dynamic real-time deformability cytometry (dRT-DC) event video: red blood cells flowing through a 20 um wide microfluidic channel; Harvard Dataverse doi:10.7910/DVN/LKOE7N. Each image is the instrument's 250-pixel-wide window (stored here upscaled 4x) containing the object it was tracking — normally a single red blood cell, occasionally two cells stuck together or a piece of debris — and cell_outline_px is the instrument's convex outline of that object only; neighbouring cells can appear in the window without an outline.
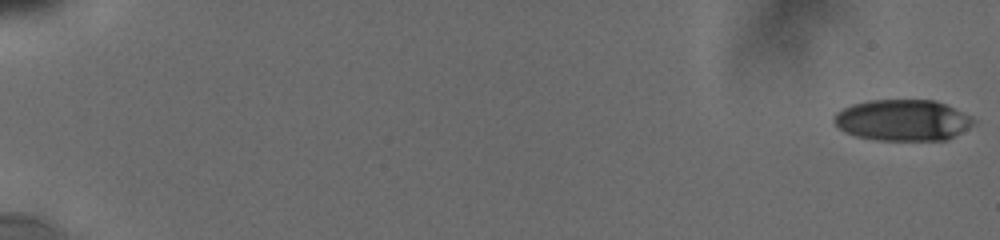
{"species": "human", "species_latin": "Homo sapiens", "temperature_condition": "cold", "stored_images_in_passage": 35, "camera_frame_rate_fps": 3000, "um_per_image_px": 0.085, "donor": {"sex": "male"}, "frame": {"image": 1, "passage_image": 1, "time_ms": 0.0, "image_size_px": [1000, 240], "cell_outline_px": [[976, 120], [968, 128], [944, 140], [876, 140], [856, 136], [840, 128], [832, 120], [832, 116], [840, 108], [852, 104], [868, 100], [936, 100]], "centroid_in_image_um": [76.65, 10.21], "position_along_channel_um": 8.3, "area_um2": 33.18}}
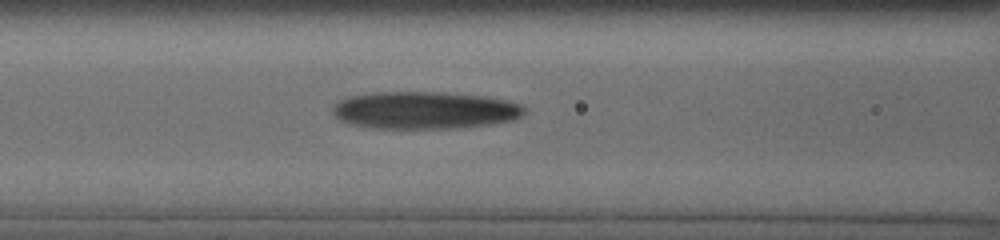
{"frame": {"image": 2, "passage_image": 25, "time_ms": 8.667, "image_size_px": [1000, 240], "cell_outline_px": [[528, 108], [520, 116], [512, 120], [488, 124], [456, 128], [372, 128], [352, 124], [340, 120], [332, 112], [332, 108], [340, 100], [352, 96], [372, 92], [444, 92], [484, 96], [508, 100], [520, 104]], "centroid_in_image_um": [36.11, 9.36], "position_along_channel_um": 130.5, "area_um2": 41.67}}
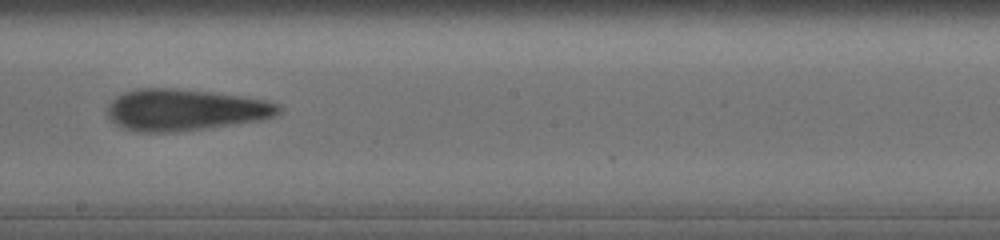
{"frame": {"image": 3, "passage_image": 32, "time_ms": 11.333, "image_size_px": [1000, 240], "cell_outline_px": [[284, 108], [280, 112], [272, 116], [260, 120], [232, 124], [168, 132], [140, 132], [124, 128], [116, 124], [108, 116], [108, 104], [116, 96], [124, 92], [136, 88], [172, 88], [212, 92], [268, 100], [280, 104]], "centroid_in_image_um": [15.72, 9.32], "position_along_channel_um": 232.5, "area_um2": 41.15}}